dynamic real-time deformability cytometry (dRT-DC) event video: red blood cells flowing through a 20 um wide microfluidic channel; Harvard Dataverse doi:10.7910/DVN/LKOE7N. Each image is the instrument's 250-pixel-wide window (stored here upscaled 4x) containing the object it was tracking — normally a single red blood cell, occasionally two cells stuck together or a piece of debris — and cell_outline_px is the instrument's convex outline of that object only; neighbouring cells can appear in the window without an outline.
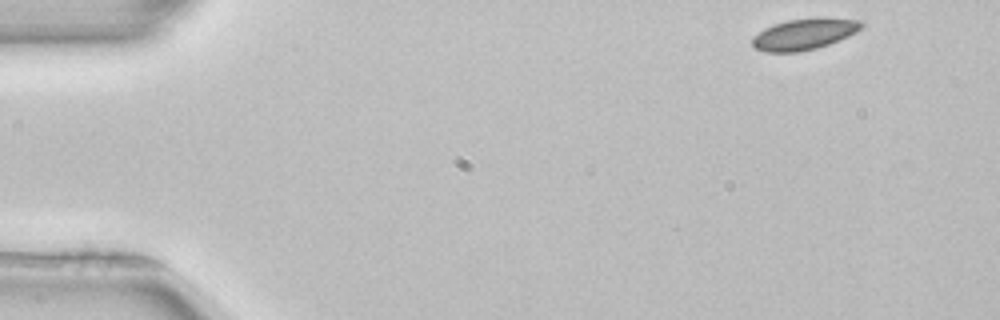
{"species": "common noctule bat (a hibernating species)", "species_latin": "Nyctalus noctula", "temperature_condition": "room temperature", "stored_images_in_passage": 9, "camera_frame_rate_fps": 3000, "um_per_image_px": 0.085, "animal": {"sex": "female", "body_mass_g": 22.7, "forearm_length_mm": 54.2}, "frame": {"image": 1, "passage_image": 1, "time_ms": 0.0, "image_size_px": [1000, 320], "cell_outline_px": [[864, 24], [856, 32], [848, 36], [828, 44], [816, 48], [800, 52], [764, 52], [756, 48], [752, 44], [752, 36], [764, 28], [788, 20], [860, 20]], "centroid_in_image_um": [68.27, 2.95], "position_along_channel_um": 16.7, "area_um2": 18.9}}